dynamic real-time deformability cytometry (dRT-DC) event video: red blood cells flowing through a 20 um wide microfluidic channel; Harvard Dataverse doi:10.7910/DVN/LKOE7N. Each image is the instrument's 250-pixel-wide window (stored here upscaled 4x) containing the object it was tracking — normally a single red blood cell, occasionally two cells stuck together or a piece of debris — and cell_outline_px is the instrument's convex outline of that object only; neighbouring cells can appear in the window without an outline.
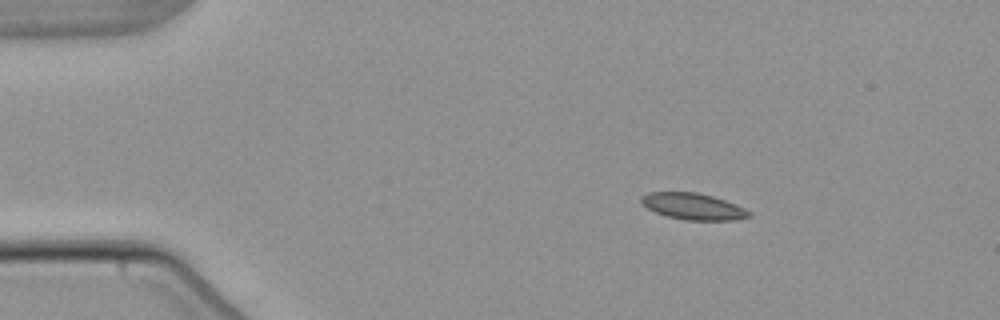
{"species": "common noctule bat (a hibernating species)", "species_latin": "Nyctalus noctula", "temperature_condition": "warm", "stored_images_in_passage": 2, "camera_frame_rate_fps": 3000, "um_per_image_px": 0.085, "animal": {"sex": "male", "body_mass_g": 21.5, "forearm_length_mm": 52.0}, "frame": {"image": 1, "passage_image": 1, "time_ms": 0.0, "image_size_px": [1000, 320], "cell_outline_px": [[752, 216], [736, 220], [688, 220], [668, 216], [656, 212], [648, 208], [640, 200], [640, 196], [648, 192], [696, 192], [712, 196], [736, 204], [752, 212]], "centroid_in_image_um": [58.95, 17.54], "position_along_channel_um": 26.1, "area_um2": 16.53}}